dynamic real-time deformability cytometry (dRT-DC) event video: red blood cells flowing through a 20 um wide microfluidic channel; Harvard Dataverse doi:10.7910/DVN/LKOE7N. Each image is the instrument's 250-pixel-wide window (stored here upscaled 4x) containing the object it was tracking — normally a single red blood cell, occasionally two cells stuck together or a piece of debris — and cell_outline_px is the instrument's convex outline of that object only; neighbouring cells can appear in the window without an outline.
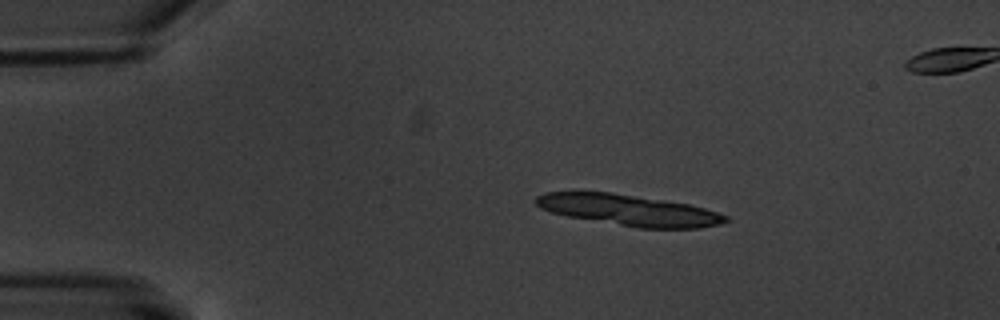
{"species": "common noctule bat (a hibernating species)", "species_latin": "Nyctalus noctula", "temperature_condition": "warm", "stored_images_in_passage": 3, "camera_frame_rate_fps": 3000, "um_per_image_px": 0.085, "animal": {"sex": "male", "body_mass_g": 20.1, "forearm_length_mm": 53.5}, "frame": {"image": 1, "passage_image": 1, "time_ms": 0.0, "image_size_px": [1000, 320], "cell_outline_px": [[732, 220], [720, 224], [700, 228], [636, 228], [568, 216], [552, 212], [540, 208], [536, 204], [536, 196], [544, 192], [608, 192], [664, 200], [688, 204], [704, 208], [728, 216]], "centroid_in_image_um": [53.48, 17.87], "position_along_channel_um": 31.5, "area_um2": 34.1}}